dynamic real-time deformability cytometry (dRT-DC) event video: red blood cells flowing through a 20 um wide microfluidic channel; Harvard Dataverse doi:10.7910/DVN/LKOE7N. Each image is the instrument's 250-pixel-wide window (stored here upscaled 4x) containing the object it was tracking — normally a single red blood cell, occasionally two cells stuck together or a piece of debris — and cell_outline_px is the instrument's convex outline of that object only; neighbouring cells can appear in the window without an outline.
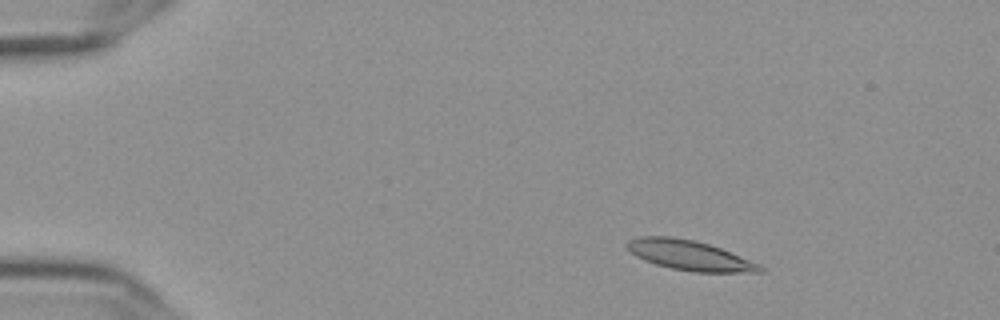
{"species": "Egyptian fruit bat (a non-hibernating species)", "species_latin": "Rousettus aegyptiacus", "temperature_condition": "cold", "stored_images_in_passage": 55, "camera_frame_rate_fps": 3000, "um_per_image_px": 0.085, "frame": {"image": 1, "passage_image": 7, "time_ms": 2.0, "image_size_px": [1000, 320], "cell_outline_px": [[764, 272], [692, 272], [672, 268], [656, 264], [644, 260], [636, 256], [624, 244], [628, 240], [640, 236], [672, 236], [692, 240], [708, 244], [720, 248], [760, 264], [764, 268]], "centroid_in_image_um": [58.6, 21.7], "position_along_channel_um": 26.4, "area_um2": 23.0}}
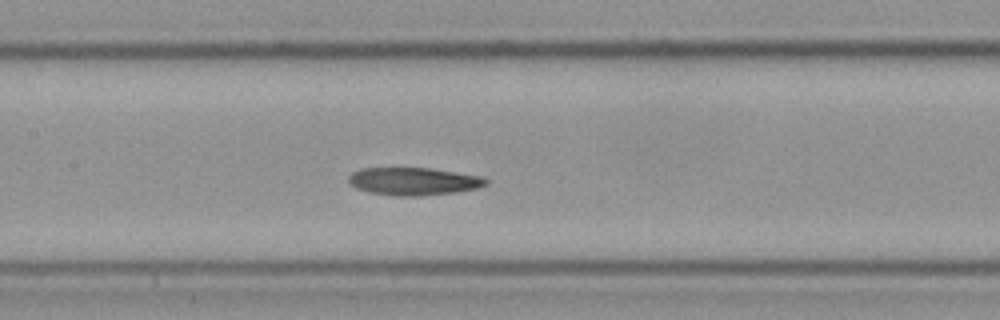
{"frame": {"image": 2, "passage_image": 26, "time_ms": 8.333, "image_size_px": [1000, 320], "cell_outline_px": [[488, 184], [476, 188], [456, 192], [420, 196], [392, 196], [368, 192], [356, 188], [348, 180], [348, 176], [352, 172], [360, 168], [432, 168], [484, 176], [488, 180]], "centroid_in_image_um": [35.17, 15.41], "position_along_channel_um": 172.2, "area_um2": 22.43}}
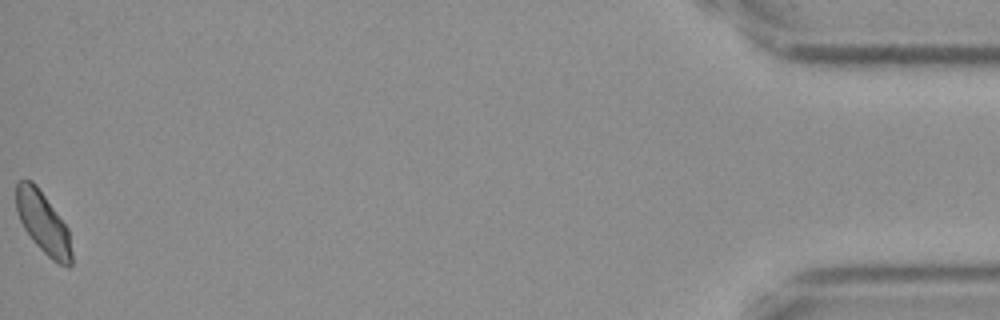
{"frame": {"image": 3, "passage_image": 55, "time_ms": 18.0, "image_size_px": [1000, 320], "cell_outline_px": [[72, 264], [68, 268], [52, 260], [32, 240], [24, 228], [16, 212], [16, 184], [20, 180], [32, 180], [36, 184], [68, 228], [72, 252]], "centroid_in_image_um": [3.67, 18.95], "position_along_channel_um": 431.5, "area_um2": 19.88}, "authors_computed_cell_mechanics": {"area_um2": 21.7328, "velocity_mm_per_s": 3.6014, "shape_relaxation_time_tau1_ms": null, "shape_relaxation_time_tau2_ms": 1.9727, "deformation_change_tau1": null, "deformation_change_tau2": 0.0679}}